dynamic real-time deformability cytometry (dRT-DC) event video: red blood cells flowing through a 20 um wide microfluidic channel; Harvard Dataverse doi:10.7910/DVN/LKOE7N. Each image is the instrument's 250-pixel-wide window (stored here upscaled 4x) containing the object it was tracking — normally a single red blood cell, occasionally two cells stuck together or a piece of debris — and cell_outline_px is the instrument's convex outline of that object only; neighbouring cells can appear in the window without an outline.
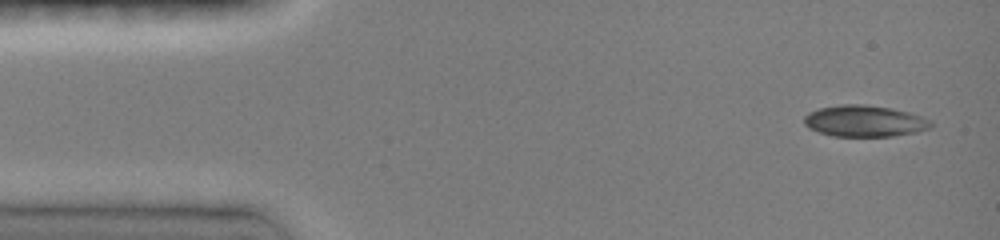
{"species": "common noctule bat (a hibernating species)", "species_latin": "Nyctalus noctula", "temperature_condition": "room temperature", "stored_images_in_passage": 29, "camera_frame_rate_fps": 3000, "um_per_image_px": 0.085, "animal": {"sex": "female", "body_mass_g": 19.0, "forearm_length_mm": 51.5}, "frame": {"image": 1, "passage_image": 1, "time_ms": 0.0, "image_size_px": [1000, 240], "cell_outline_px": [[932, 128], [916, 132], [892, 136], [832, 136], [808, 128], [804, 124], [804, 116], [808, 112], [820, 108], [844, 104], [864, 104], [892, 108], [908, 112], [932, 120]], "centroid_in_image_um": [73.49, 10.29], "position_along_channel_um": 11.5, "area_um2": 23.24}}
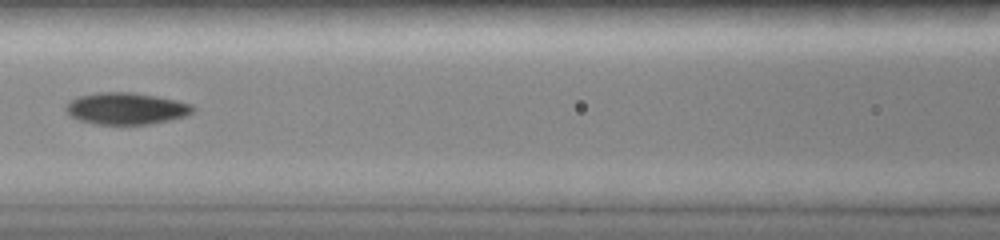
{"frame": {"image": 2, "passage_image": 12, "time_ms": 6.0, "image_size_px": [1000, 240], "cell_outline_px": [[196, 108], [188, 116], [172, 120], [152, 124], [92, 124], [80, 120], [72, 116], [64, 108], [64, 104], [68, 100], [80, 96], [96, 92], [132, 92], [156, 96], [176, 100], [192, 104]], "centroid_in_image_um": [10.74, 9.22], "position_along_channel_um": 155.9, "area_um2": 23.81}}
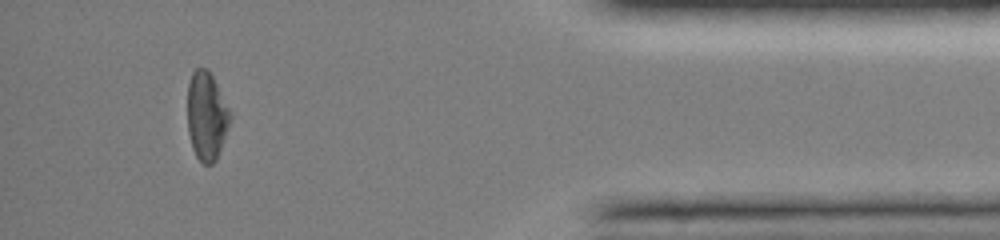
{"frame": {"image": 3, "passage_image": 27, "time_ms": 13.333, "image_size_px": [1000, 240], "cell_outline_px": [[232, 116], [216, 160], [212, 164], [204, 164], [196, 156], [192, 148], [188, 132], [188, 84], [192, 72], [196, 68], [208, 68], [232, 112]], "centroid_in_image_um": [17.57, 9.84], "position_along_channel_um": 417.6, "area_um2": 22.02}, "authors_computed_cell_mechanics": {"area_um2": 22.8888, "velocity_mm_per_s": 4.0806, "shape_relaxation_time_tau1_ms": null, "shape_relaxation_time_tau2_ms": 3.8166, "deformation_change_tau1": null, "deformation_change_tau2": 0.0653}}